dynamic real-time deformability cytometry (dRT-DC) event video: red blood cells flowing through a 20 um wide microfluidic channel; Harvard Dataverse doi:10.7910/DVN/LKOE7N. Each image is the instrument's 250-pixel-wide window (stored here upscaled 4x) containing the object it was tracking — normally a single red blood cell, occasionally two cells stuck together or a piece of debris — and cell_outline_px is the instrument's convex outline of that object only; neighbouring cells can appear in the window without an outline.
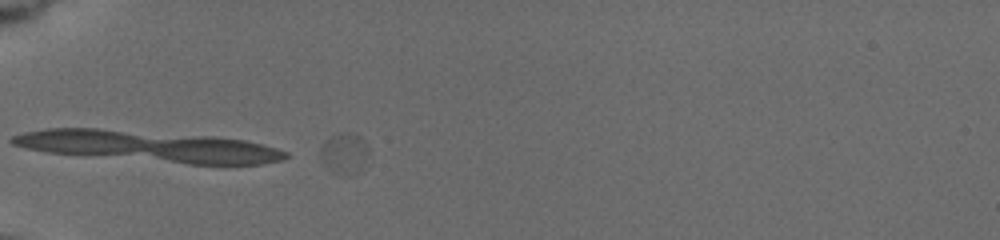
{"species": "common noctule bat (a hibernating species)", "species_latin": "Nyctalus noctula", "temperature_condition": "cold", "stored_images_in_passage": 16, "segment_of_instrument_passage": [1, 3], "camera_frame_rate_fps": 3000, "um_per_image_px": 0.085, "animal": {"sex": "female", "body_mass_g": 19.5, "forearm_length_mm": 54.1}, "frame": {"image": 1, "passage_image": 3, "time_ms": 1.667, "image_size_px": [1000, 240], "cell_outline_px": [[368, 152], [348, 172], [336, 172], [320, 160], [320, 148], [324, 140], [332, 136], [344, 132], [360, 136], [368, 148]], "centroid_in_image_um": [29.14, 12.89], "position_along_channel_um": 55.9, "area_um2": 10.06}}
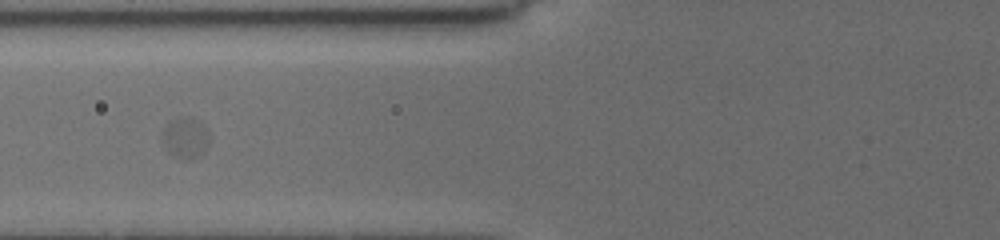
{"frame": {"image": 2, "passage_image": 5, "time_ms": 3.667, "image_size_px": [1000, 240], "cell_outline_px": [[208, 144], [204, 152], [192, 160], [168, 152], [164, 144], [164, 132], [172, 120], [180, 116], [192, 116], [204, 128], [208, 136]], "centroid_in_image_um": [15.79, 11.7], "position_along_channel_um": 110.0, "area_um2": 10.58}}